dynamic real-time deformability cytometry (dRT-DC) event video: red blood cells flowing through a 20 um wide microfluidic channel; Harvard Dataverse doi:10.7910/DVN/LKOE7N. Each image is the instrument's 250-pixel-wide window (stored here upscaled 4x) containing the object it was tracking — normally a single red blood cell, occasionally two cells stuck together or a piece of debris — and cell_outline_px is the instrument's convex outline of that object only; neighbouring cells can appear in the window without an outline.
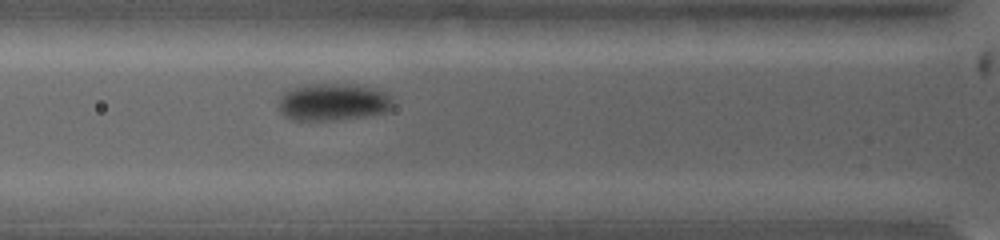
{"species": "common noctule bat (a hibernating species)", "species_latin": "Nyctalus noctula", "temperature_condition": "warm", "stored_images_in_passage": 13, "camera_frame_rate_fps": 5000, "um_per_image_px": 0.085, "animal": {"sex": "female", "body_mass_g": 19.0, "forearm_length_mm": 53.3}, "frame": {"image": 1, "passage_image": 13, "time_ms": 2.4, "image_size_px": [1000, 240], "cell_outline_px": [[392, 104], [388, 112], [364, 116], [336, 120], [292, 120], [284, 116], [280, 112], [280, 92], [288, 88], [312, 84], [356, 84], [376, 88], [384, 92], [392, 100]], "centroid_in_image_um": [28.28, 8.66], "position_along_channel_um": 97.5, "area_um2": 25.03}}